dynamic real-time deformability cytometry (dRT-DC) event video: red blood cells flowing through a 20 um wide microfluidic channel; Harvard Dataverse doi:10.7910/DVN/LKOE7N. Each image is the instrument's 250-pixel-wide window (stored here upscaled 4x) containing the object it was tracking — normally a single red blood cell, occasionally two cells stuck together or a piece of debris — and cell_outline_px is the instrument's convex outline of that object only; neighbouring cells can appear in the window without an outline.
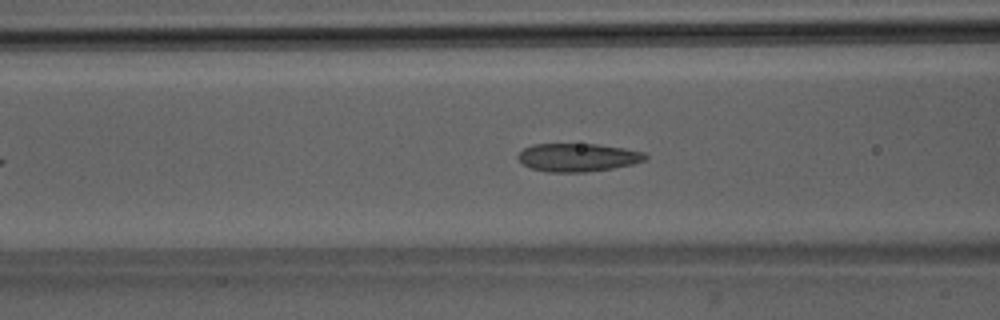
{"species": "Egyptian fruit bat (a non-hibernating species)", "species_latin": "Rousettus aegyptiacus", "temperature_condition": "room temperature", "stored_images_in_passage": 43, "camera_frame_rate_fps": 3000, "um_per_image_px": 0.085, "animal": {"sex": "male"}, "frame": {"image": 1, "passage_image": 13, "time_ms": 4.0, "image_size_px": [1000, 320], "cell_outline_px": [[648, 156], [644, 160], [632, 164], [612, 168], [584, 172], [544, 172], [532, 168], [524, 164], [516, 156], [524, 148], [532, 144], [596, 144], [624, 148], [644, 152]], "centroid_in_image_um": [49.1, 13.38], "position_along_channel_um": 117.5, "area_um2": 20.81}}
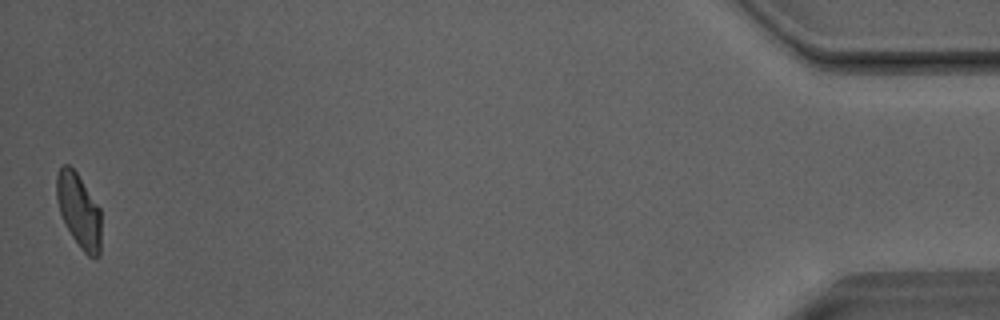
{"frame": {"image": 2, "passage_image": 43, "time_ms": 14.0, "image_size_px": [1000, 320], "cell_outline_px": [[100, 256], [96, 260], [88, 256], [80, 248], [64, 224], [60, 212], [56, 196], [56, 176], [60, 168], [64, 164], [68, 164], [76, 172], [100, 208]], "centroid_in_image_um": [6.7, 17.94], "position_along_channel_um": 428.5, "area_um2": 19.25}, "authors_computed_cell_mechanics": {"area_um2": 20.6346, "velocity_mm_per_s": 4.0465, "shape_relaxation_time_tau1_ms": 8.7811, "shape_relaxation_time_tau2_ms": 0.8222, "deformation_change_tau1": 0.1873, "deformation_change_tau2": 0.0641}}